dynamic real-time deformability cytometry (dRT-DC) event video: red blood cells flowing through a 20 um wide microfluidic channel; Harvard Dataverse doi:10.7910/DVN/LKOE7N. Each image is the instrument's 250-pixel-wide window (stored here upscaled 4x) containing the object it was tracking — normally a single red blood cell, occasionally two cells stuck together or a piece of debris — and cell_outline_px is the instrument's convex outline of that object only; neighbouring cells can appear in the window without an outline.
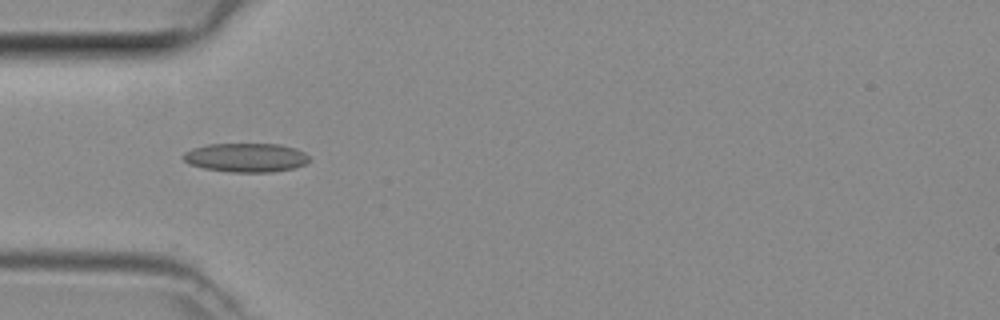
{"species": "common noctule bat (a hibernating species)", "species_latin": "Nyctalus noctula", "temperature_condition": "room temperature", "stored_images_in_passage": 5, "camera_frame_rate_fps": 3000, "um_per_image_px": 0.085, "animal": {"sex": "female", "body_mass_g": 29.2, "forearm_length_mm": 56.3}, "frame": {"image": 1, "passage_image": 3, "time_ms": 0.667, "image_size_px": [1000, 320], "cell_outline_px": [[312, 160], [304, 164], [292, 168], [272, 172], [232, 172], [204, 168], [188, 164], [180, 156], [184, 152], [192, 148], [208, 144], [280, 144], [296, 148], [304, 152]], "centroid_in_image_um": [20.89, 13.39], "position_along_channel_um": 64.1, "area_um2": 21.39}}